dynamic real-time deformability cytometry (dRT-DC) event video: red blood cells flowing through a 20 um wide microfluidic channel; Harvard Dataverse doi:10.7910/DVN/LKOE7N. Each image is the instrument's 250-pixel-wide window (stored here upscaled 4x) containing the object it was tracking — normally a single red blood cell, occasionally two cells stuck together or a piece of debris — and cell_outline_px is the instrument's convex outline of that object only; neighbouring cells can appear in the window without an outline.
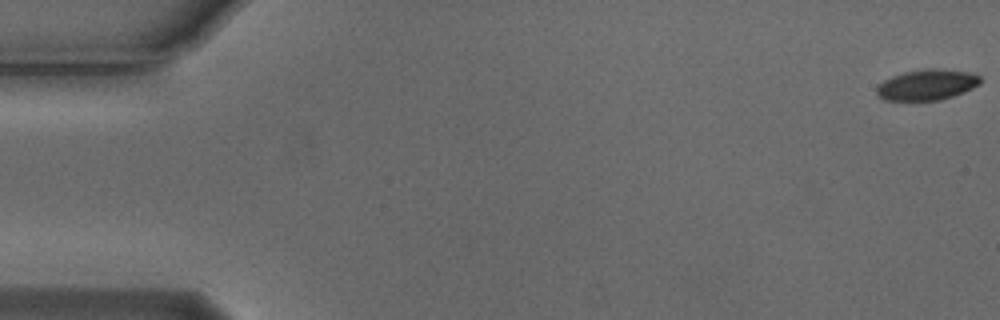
{"species": "Egyptian fruit bat (a non-hibernating species)", "species_latin": "Rousettus aegyptiacus", "temperature_condition": "cold", "stored_images_in_passage": 6, "segment_of_instrument_passage": [1, 2], "camera_frame_rate_fps": 3000, "um_per_image_px": 0.085, "animal": {"sex": "male"}, "frame": {"image": 1, "passage_image": 1, "time_ms": 0.0, "image_size_px": [1000, 320], "cell_outline_px": [[980, 84], [964, 92], [940, 100], [884, 100], [876, 92], [876, 88], [884, 80], [892, 76], [904, 72], [924, 68], [932, 68], [968, 72], [980, 76]], "centroid_in_image_um": [78.79, 7.2], "position_along_channel_um": 6.2, "area_um2": 18.38}}